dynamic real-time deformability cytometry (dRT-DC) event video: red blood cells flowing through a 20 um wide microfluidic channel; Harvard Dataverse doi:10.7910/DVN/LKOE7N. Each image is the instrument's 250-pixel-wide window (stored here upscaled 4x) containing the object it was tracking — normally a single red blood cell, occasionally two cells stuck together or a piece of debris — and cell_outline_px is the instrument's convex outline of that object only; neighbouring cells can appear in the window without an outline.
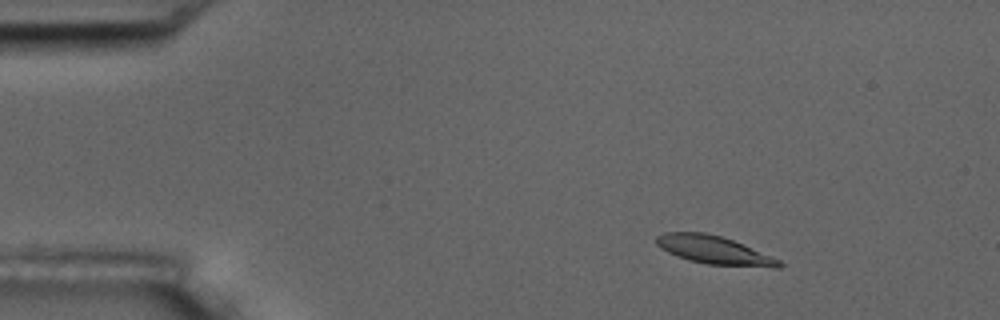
{"species": "common noctule bat (a hibernating species)", "species_latin": "Nyctalus noctula", "temperature_condition": "room temperature", "stored_images_in_passage": 6, "camera_frame_rate_fps": 3000, "um_per_image_px": 0.085, "animal": {"sex": "male", "body_mass_g": 17.5, "forearm_length_mm": 52.3}, "frame": {"image": 1, "passage_image": 2, "time_ms": 1.333, "image_size_px": [1000, 320], "cell_outline_px": [[784, 264], [780, 268], [772, 268], [708, 264], [688, 260], [676, 256], [660, 248], [656, 244], [656, 236], [664, 232], [704, 232], [720, 236], [732, 240], [780, 260]], "centroid_in_image_um": [60.68, 21.26], "position_along_channel_um": 24.3, "area_um2": 20.11}}
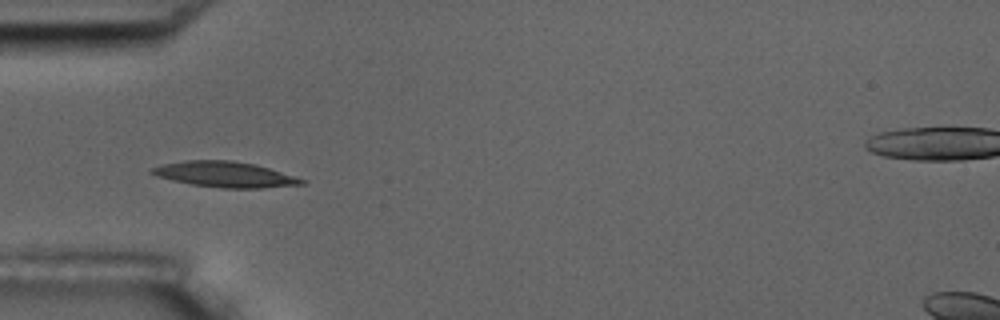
{"frame": {"image": 2, "passage_image": 5, "time_ms": 4.667, "image_size_px": [1000, 320], "cell_outline_px": [[304, 184], [264, 188], [220, 188], [192, 184], [172, 180], [156, 176], [148, 172], [148, 168], [160, 164], [184, 160], [232, 160], [256, 164], [304, 180]], "centroid_in_image_um": [19.01, 14.81], "position_along_channel_um": 66.0, "area_um2": 22.37}}